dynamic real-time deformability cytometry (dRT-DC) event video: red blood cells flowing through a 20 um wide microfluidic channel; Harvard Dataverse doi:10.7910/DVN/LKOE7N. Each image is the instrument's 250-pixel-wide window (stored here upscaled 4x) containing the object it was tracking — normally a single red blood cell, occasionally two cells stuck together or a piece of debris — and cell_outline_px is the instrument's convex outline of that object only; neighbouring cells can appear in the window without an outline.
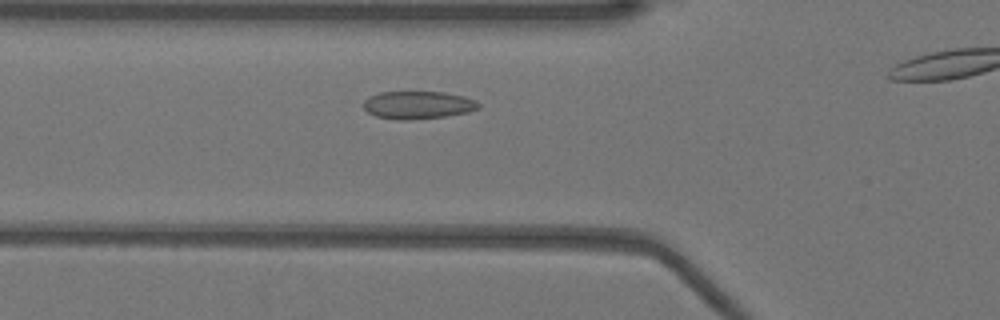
{"species": "Egyptian fruit bat (a non-hibernating species)", "species_latin": "Rousettus aegyptiacus", "temperature_condition": "warm", "stored_images_in_passage": 24, "camera_frame_rate_fps": 3000, "um_per_image_px": 0.085, "animal": {"sex": "female"}, "frame": {"image": 1, "passage_image": 5, "time_ms": 1.333, "image_size_px": [1000, 320], "cell_outline_px": [[480, 108], [468, 112], [444, 116], [408, 120], [400, 120], [376, 116], [368, 112], [364, 108], [364, 100], [368, 96], [380, 92], [444, 92], [464, 96], [476, 100], [480, 104]], "centroid_in_image_um": [35.53, 8.92], "position_along_channel_um": 90.3, "area_um2": 18.61}}
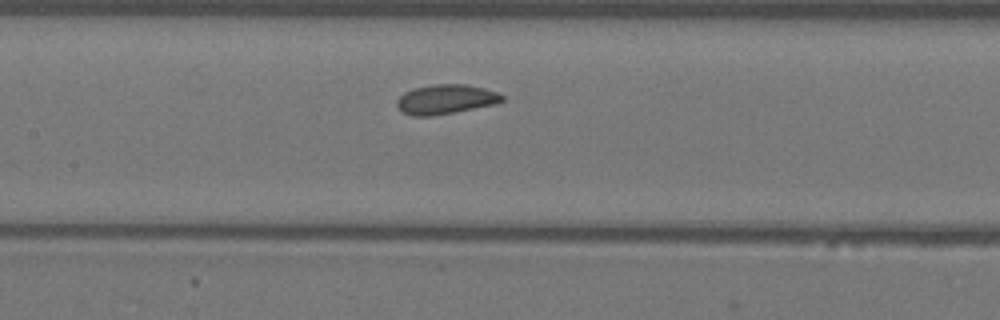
{"frame": {"image": 2, "passage_image": 11, "time_ms": 3.333, "image_size_px": [1000, 320], "cell_outline_px": [[504, 100], [496, 104], [432, 116], [412, 116], [404, 112], [396, 104], [396, 100], [404, 92], [416, 88], [432, 84], [468, 84], [484, 88], [496, 92], [504, 96]], "centroid_in_image_um": [37.9, 8.43], "position_along_channel_um": 169.5, "area_um2": 18.03}}
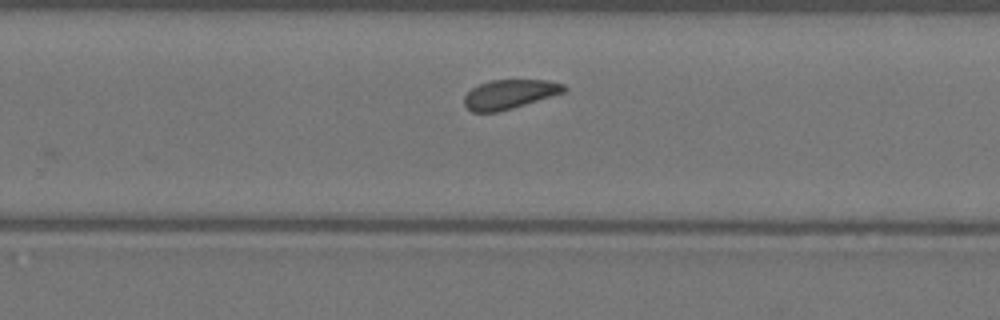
{"frame": {"image": 3, "passage_image": 20, "time_ms": 6.333, "image_size_px": [1000, 320], "cell_outline_px": [[568, 88], [564, 92], [552, 96], [512, 108], [496, 112], [472, 112], [464, 104], [464, 96], [472, 88], [480, 84], [492, 80], [548, 80], [564, 84]], "centroid_in_image_um": [43.32, 8.0], "position_along_channel_um": 286.5, "area_um2": 16.88}}